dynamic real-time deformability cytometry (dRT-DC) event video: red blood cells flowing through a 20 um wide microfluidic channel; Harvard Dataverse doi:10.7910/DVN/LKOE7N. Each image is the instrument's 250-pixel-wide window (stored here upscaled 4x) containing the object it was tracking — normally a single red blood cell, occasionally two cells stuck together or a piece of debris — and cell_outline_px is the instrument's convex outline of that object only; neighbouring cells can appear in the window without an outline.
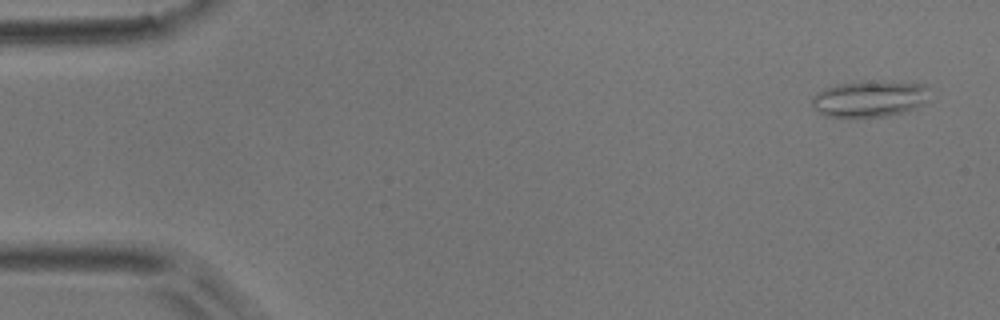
{"species": "common noctule bat (a hibernating species)", "species_latin": "Nyctalus noctula", "temperature_condition": "room temperature", "stored_images_in_passage": 50, "camera_frame_rate_fps": 3000, "um_per_image_px": 0.085, "animal": {"sex": "male", "body_mass_g": 17.9}, "frame": {"image": 1, "passage_image": 3, "time_ms": 0.667, "image_size_px": [1000, 320], "cell_outline_px": [[928, 88], [924, 104], [916, 108], [888, 116], [824, 116], [812, 104], [812, 100], [824, 88], [840, 84], [864, 80], [880, 80], [928, 84]], "centroid_in_image_um": [73.97, 8.36], "position_along_channel_um": 11.0, "area_um2": 24.74}}
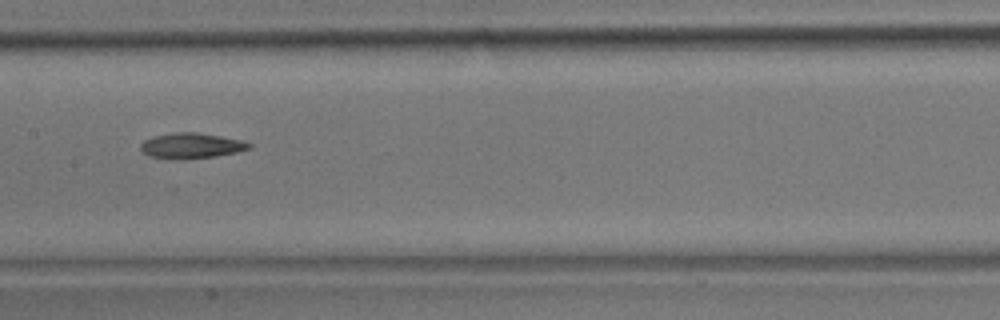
{"frame": {"image": 2, "passage_image": 26, "time_ms": 8.333, "image_size_px": [1000, 320], "cell_outline_px": [[252, 148], [236, 152], [216, 156], [188, 160], [180, 160], [148, 156], [140, 148], [140, 144], [144, 140], [152, 136], [176, 132], [196, 132], [244, 140], [252, 144]], "centroid_in_image_um": [16.27, 12.39], "position_along_channel_um": 191.1, "area_um2": 16.36}}
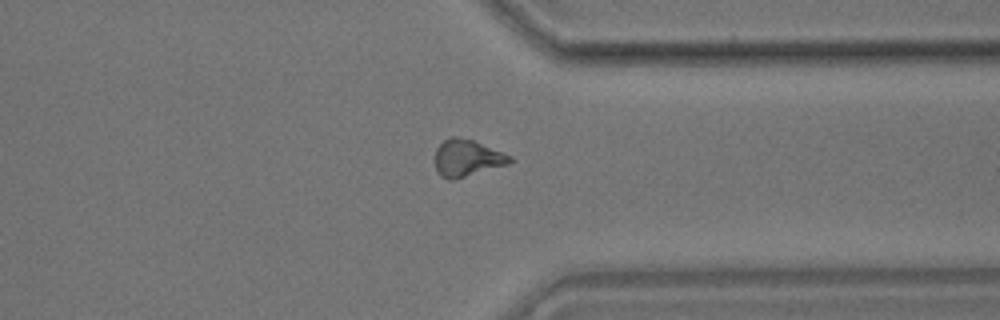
{"frame": {"image": 3, "passage_image": 40, "time_ms": 13.0, "image_size_px": [1000, 320], "cell_outline_px": [[512, 160], [508, 164], [452, 180], [448, 180], [440, 176], [436, 172], [436, 148], [444, 140], [452, 136], [456, 136], [472, 140], [512, 156]], "centroid_in_image_um": [39.67, 13.44], "position_along_channel_um": 371.7, "area_um2": 15.84}}